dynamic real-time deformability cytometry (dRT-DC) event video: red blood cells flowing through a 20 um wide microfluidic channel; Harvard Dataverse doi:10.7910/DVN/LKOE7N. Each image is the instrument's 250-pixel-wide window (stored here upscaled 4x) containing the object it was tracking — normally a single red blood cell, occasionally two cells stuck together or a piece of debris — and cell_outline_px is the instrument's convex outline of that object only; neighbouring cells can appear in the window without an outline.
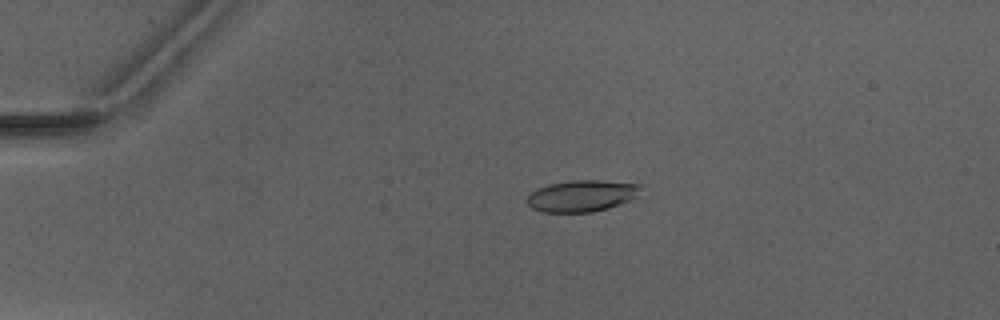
{"species": "Egyptian fruit bat (a non-hibernating species)", "species_latin": "Rousettus aegyptiacus", "temperature_condition": "warm", "stored_images_in_passage": 5, "camera_frame_rate_fps": 3000, "um_per_image_px": 0.085, "animal": {"sex": "male"}, "frame": {"image": 1, "passage_image": 3, "time_ms": 3.333, "image_size_px": [1000, 320], "cell_outline_px": [[644, 184], [636, 196], [632, 200], [608, 208], [592, 212], [544, 212], [532, 208], [524, 200], [536, 188], [548, 184], [572, 180], [600, 180]], "centroid_in_image_um": [49.46, 16.64], "position_along_channel_um": 35.5, "area_um2": 21.1}}
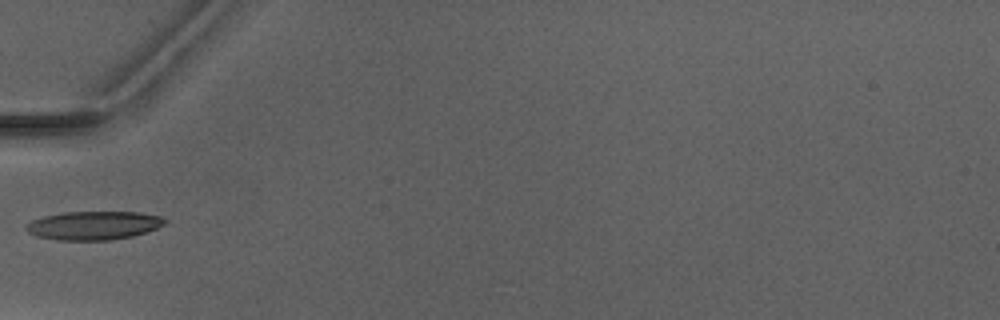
{"frame": {"image": 2, "passage_image": 5, "time_ms": 5.667, "image_size_px": [1000, 320], "cell_outline_px": [[164, 224], [148, 232], [132, 236], [108, 240], [60, 240], [36, 236], [28, 232], [24, 228], [32, 220], [44, 216], [64, 212], [140, 212], [160, 216], [164, 220]], "centroid_in_image_um": [7.94, 19.16], "position_along_channel_um": 77.1, "area_um2": 22.95}}